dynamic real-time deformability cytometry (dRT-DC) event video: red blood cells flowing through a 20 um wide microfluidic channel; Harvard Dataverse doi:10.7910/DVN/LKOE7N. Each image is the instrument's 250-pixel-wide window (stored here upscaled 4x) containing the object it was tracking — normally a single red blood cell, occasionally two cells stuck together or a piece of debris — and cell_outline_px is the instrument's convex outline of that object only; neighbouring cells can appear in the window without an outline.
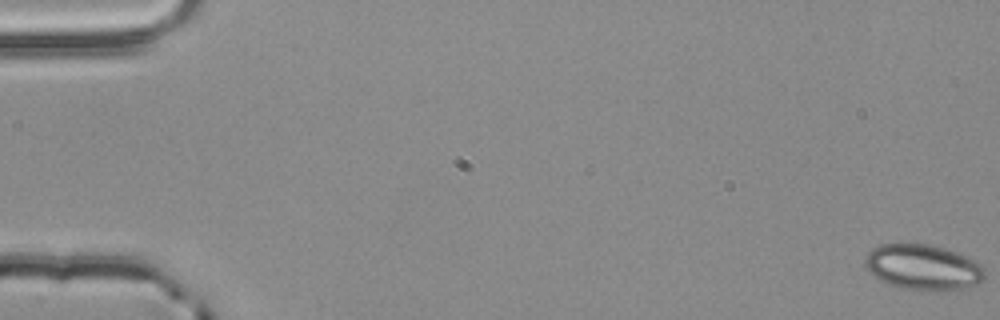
{"species": "common noctule bat (a hibernating species)", "species_latin": "Nyctalus noctula", "temperature_condition": "room temperature", "stored_images_in_passage": 56, "camera_frame_rate_fps": 3000, "um_per_image_px": 0.085, "animal": {"sex": "male", "body_mass_g": 20.4}, "frame": {"image": 1, "passage_image": 1, "time_ms": 0.0, "image_size_px": [1000, 320], "cell_outline_px": [[984, 280], [976, 284], [964, 288], [904, 288], [888, 284], [872, 276], [868, 272], [864, 264], [864, 260], [868, 252], [872, 248], [880, 244], [928, 244], [944, 248], [964, 256], [980, 264], [984, 268]], "centroid_in_image_um": [78.39, 22.68], "position_along_channel_um": 6.6, "area_um2": 30.98}}
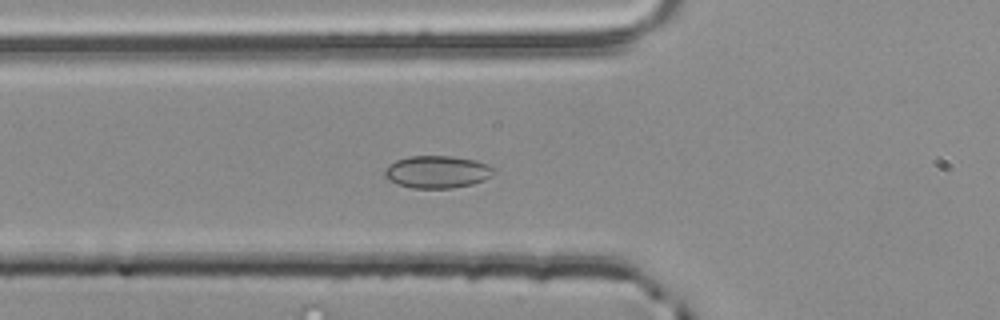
{"frame": {"image": 2, "passage_image": 21, "time_ms": 6.667, "image_size_px": [1000, 320], "cell_outline_px": [[496, 172], [492, 176], [484, 180], [472, 184], [452, 188], [412, 188], [388, 180], [384, 176], [384, 168], [388, 164], [396, 160], [408, 156], [452, 156], [476, 160], [488, 164], [496, 168]], "centroid_in_image_um": [37.18, 14.6], "position_along_channel_um": 88.6, "area_um2": 20.87}}
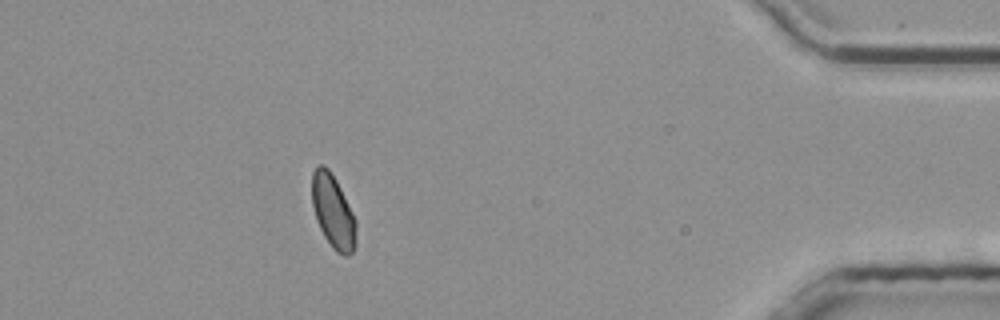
{"frame": {"image": 3, "passage_image": 50, "time_ms": 16.333, "image_size_px": [1000, 320], "cell_outline_px": [[356, 244], [352, 252], [348, 256], [344, 256], [336, 252], [332, 248], [324, 236], [316, 220], [312, 204], [312, 172], [320, 164], [324, 164], [328, 168], [336, 180], [356, 220]], "centroid_in_image_um": [28.31, 18.01], "position_along_channel_um": 406.9, "area_um2": 18.9}, "authors_computed_cell_mechanics": {"area_um2": 19.2185, "velocity_mm_per_s": 3.8487, "shape_relaxation_time_tau1_ms": 4.0247, "shape_relaxation_time_tau2_ms": 2.1698, "deformation_change_tau1": 0.0551, "deformation_change_tau2": 0.0614}}